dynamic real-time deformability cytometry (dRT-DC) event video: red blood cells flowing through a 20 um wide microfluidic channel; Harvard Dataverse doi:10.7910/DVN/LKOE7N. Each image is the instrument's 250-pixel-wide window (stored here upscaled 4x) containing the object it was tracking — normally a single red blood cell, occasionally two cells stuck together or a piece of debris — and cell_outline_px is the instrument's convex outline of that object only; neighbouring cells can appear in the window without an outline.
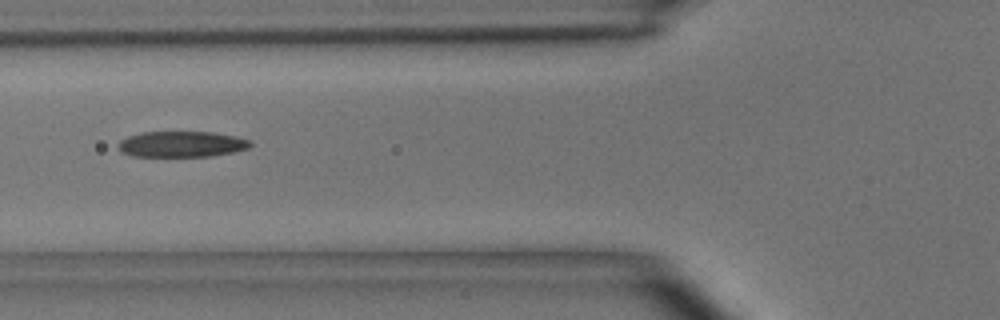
{"species": "common noctule bat (a hibernating species)", "species_latin": "Nyctalus noctula", "temperature_condition": "room temperature", "stored_images_in_passage": 9, "camera_frame_rate_fps": 3000, "um_per_image_px": 0.085, "animal": {"sex": "male", "body_mass_g": 15.6}, "frame": {"image": 1, "passage_image": 6, "time_ms": 6.0, "image_size_px": [1000, 320], "cell_outline_px": [[252, 144], [248, 148], [232, 152], [212, 156], [132, 156], [120, 152], [116, 144], [120, 140], [128, 136], [144, 132], [212, 132], [236, 136], [252, 140]], "centroid_in_image_um": [15.43, 12.25], "position_along_channel_um": 110.4, "area_um2": 20.0}}